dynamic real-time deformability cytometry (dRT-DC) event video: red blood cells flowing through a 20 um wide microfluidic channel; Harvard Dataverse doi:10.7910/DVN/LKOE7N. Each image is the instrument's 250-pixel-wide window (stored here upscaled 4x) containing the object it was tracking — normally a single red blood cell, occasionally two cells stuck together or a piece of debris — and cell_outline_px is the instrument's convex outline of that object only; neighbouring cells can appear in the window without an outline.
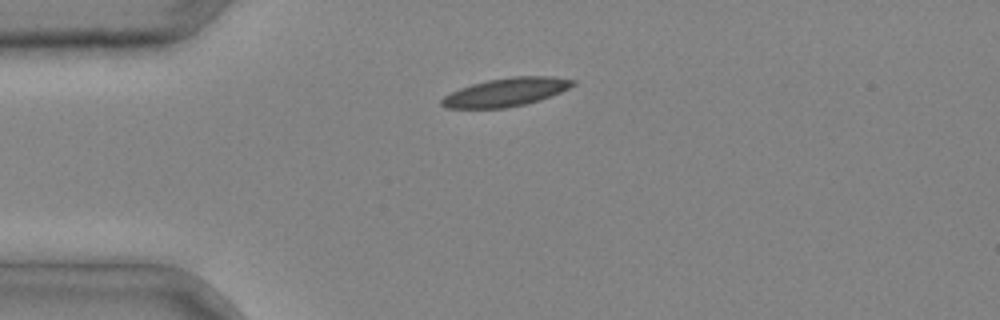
{"species": "common noctule bat (a hibernating species)", "species_latin": "Nyctalus noctula", "temperature_condition": "cold", "stored_images_in_passage": 1, "camera_frame_rate_fps": 3000, "um_per_image_px": 0.085, "animal": {"sex": "male", "body_mass_g": 20.4}, "frame": {"image": 1, "passage_image": 1, "time_ms": 0.0, "image_size_px": [1000, 320], "cell_outline_px": [[576, 84], [560, 92], [540, 100], [524, 104], [504, 108], [444, 108], [440, 104], [440, 100], [444, 96], [460, 88], [472, 84], [488, 80], [512, 76], [552, 76], [576, 80]], "centroid_in_image_um": [43.01, 7.83], "position_along_channel_um": 42.0, "area_um2": 21.62}}